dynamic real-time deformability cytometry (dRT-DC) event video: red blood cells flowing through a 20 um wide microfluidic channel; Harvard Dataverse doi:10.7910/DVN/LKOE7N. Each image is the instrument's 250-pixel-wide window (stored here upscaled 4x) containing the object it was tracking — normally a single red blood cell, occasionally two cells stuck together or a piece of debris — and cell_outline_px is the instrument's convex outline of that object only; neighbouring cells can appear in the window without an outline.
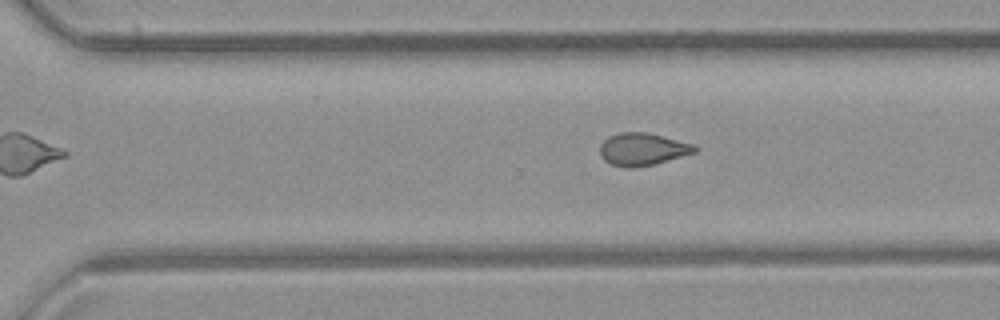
{"species": "common noctule bat (a hibernating species)", "species_latin": "Nyctalus noctula", "temperature_condition": "room temperature", "stored_images_in_passage": 12, "camera_frame_rate_fps": 3000, "um_per_image_px": 0.085, "animal": {"sex": "female", "body_mass_g": 21.9}, "frame": {"image": 1, "passage_image": 10, "time_ms": 11.333, "image_size_px": [1000, 320], "cell_outline_px": [[696, 152], [652, 164], [632, 168], [624, 168], [612, 164], [604, 160], [600, 156], [600, 144], [608, 136], [620, 132], [648, 132], [692, 144], [696, 148]], "centroid_in_image_um": [54.55, 12.67], "position_along_channel_um": 316.1, "area_um2": 17.74}}